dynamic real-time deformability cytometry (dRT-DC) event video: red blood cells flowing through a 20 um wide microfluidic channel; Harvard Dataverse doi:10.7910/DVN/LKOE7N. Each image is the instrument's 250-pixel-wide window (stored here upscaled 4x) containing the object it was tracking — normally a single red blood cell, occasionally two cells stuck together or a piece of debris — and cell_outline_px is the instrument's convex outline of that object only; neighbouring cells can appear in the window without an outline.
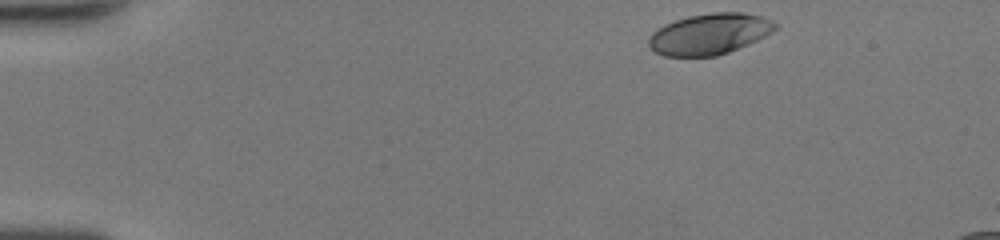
{"species": "human", "species_latin": "Homo sapiens", "temperature_condition": "room temperature", "stored_images_in_passage": 43, "camera_frame_rate_fps": 3000, "um_per_image_px": 0.085, "donor": {"sex": "female"}, "frame": {"image": 1, "passage_image": 1, "time_ms": 0.0, "image_size_px": [1000, 240], "cell_outline_px": [[776, 28], [772, 32], [748, 44], [728, 52], [716, 56], [664, 56], [656, 52], [648, 44], [648, 40], [652, 32], [664, 24], [688, 16], [712, 12], [744, 12], [760, 16], [772, 20], [776, 24]], "centroid_in_image_um": [60.29, 2.88], "position_along_channel_um": 24.7, "area_um2": 30.06}}
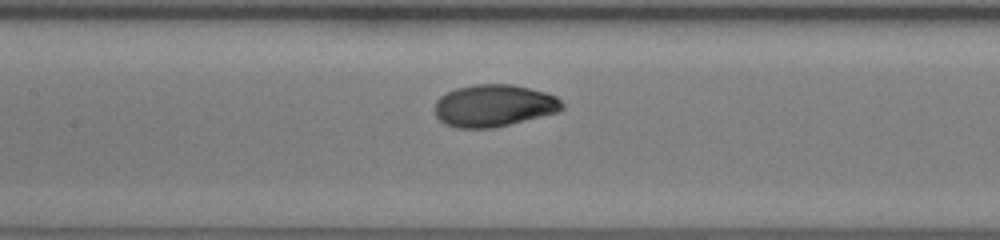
{"frame": {"image": 2, "passage_image": 18, "time_ms": 5.667, "image_size_px": [1000, 240], "cell_outline_px": [[564, 108], [560, 112], [492, 128], [456, 128], [444, 124], [436, 116], [432, 108], [436, 100], [440, 96], [456, 88], [476, 84], [512, 84], [544, 92], [556, 96], [564, 104]], "centroid_in_image_um": [41.95, 8.98], "position_along_channel_um": 165.4, "area_um2": 31.5}}
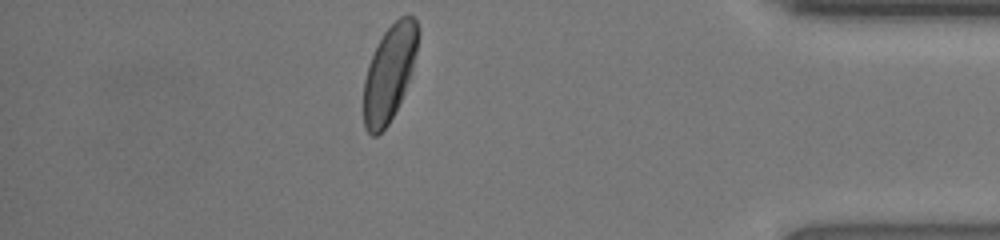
{"frame": {"image": 3, "passage_image": 37, "time_ms": 12.0, "image_size_px": [1000, 240], "cell_outline_px": [[420, 32], [416, 52], [412, 68], [404, 92], [388, 124], [376, 136], [372, 136], [364, 128], [364, 80], [368, 64], [384, 32], [400, 16], [412, 16], [416, 20]], "centroid_in_image_um": [33.09, 6.2], "position_along_channel_um": 402.1, "area_um2": 29.82}, "authors_computed_cell_mechanics": {"area_um2": 30.923, "velocity_mm_per_s": 4.2786, "shape_relaxation_time_tau1_ms": 2.5854, "shape_relaxation_time_tau2_ms": null, "deformation_change_tau1": 0.1573, "deformation_change_tau2": null}}